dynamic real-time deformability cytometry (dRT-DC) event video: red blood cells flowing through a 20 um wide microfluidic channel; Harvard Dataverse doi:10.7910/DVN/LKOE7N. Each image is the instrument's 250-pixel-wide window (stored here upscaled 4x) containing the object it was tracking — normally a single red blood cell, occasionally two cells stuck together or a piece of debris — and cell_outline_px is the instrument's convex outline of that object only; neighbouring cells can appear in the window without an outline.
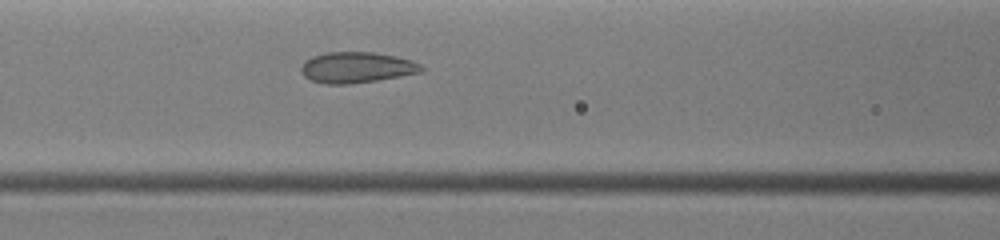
{"species": "common noctule bat (a hibernating species)", "species_latin": "Nyctalus noctula", "temperature_condition": "warm", "stored_images_in_passage": 10, "camera_frame_rate_fps": 3000, "um_per_image_px": 0.085, "animal": {"sex": "female", "body_mass_g": 19.0, "forearm_length_mm": 51.5}, "frame": {"image": 1, "passage_image": 7, "time_ms": 3.667, "image_size_px": [1000, 240], "cell_outline_px": [[424, 72], [352, 84], [324, 84], [312, 80], [304, 76], [300, 72], [300, 68], [304, 60], [312, 56], [328, 52], [372, 52], [396, 56], [412, 60], [420, 64], [424, 68]], "centroid_in_image_um": [30.31, 5.73], "position_along_channel_um": 136.3, "area_um2": 21.79}}
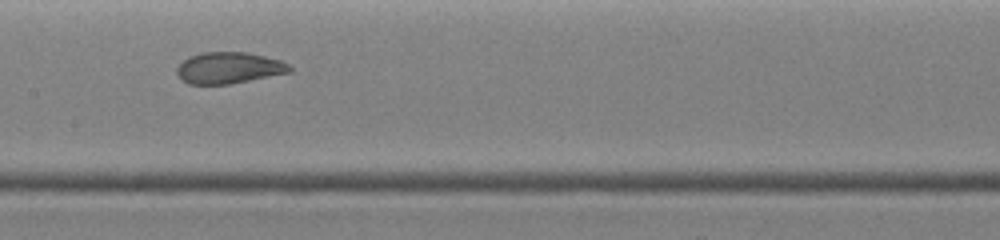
{"frame": {"image": 2, "passage_image": 9, "time_ms": 4.667, "image_size_px": [1000, 240], "cell_outline_px": [[292, 72], [232, 84], [188, 84], [176, 72], [176, 68], [188, 56], [204, 52], [248, 52], [280, 60], [288, 64], [292, 68]], "centroid_in_image_um": [19.48, 5.77], "position_along_channel_um": 187.9, "area_um2": 20.69}}
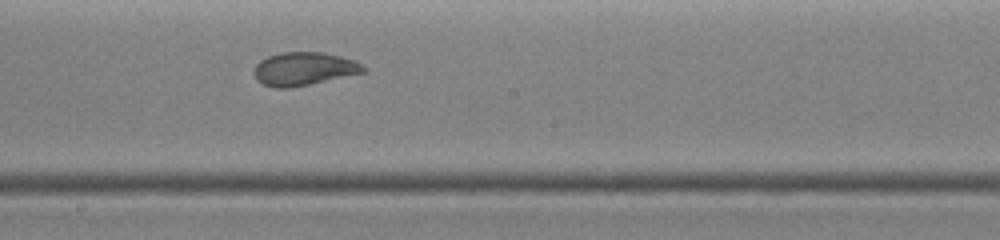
{"frame": {"image": 3, "passage_image": 10, "time_ms": 5.333, "image_size_px": [1000, 240], "cell_outline_px": [[368, 72], [292, 88], [276, 88], [264, 84], [256, 80], [252, 72], [256, 64], [260, 60], [268, 56], [280, 52], [324, 52], [356, 60]], "centroid_in_image_um": [25.83, 5.85], "position_along_channel_um": 222.4, "area_um2": 21.5}}